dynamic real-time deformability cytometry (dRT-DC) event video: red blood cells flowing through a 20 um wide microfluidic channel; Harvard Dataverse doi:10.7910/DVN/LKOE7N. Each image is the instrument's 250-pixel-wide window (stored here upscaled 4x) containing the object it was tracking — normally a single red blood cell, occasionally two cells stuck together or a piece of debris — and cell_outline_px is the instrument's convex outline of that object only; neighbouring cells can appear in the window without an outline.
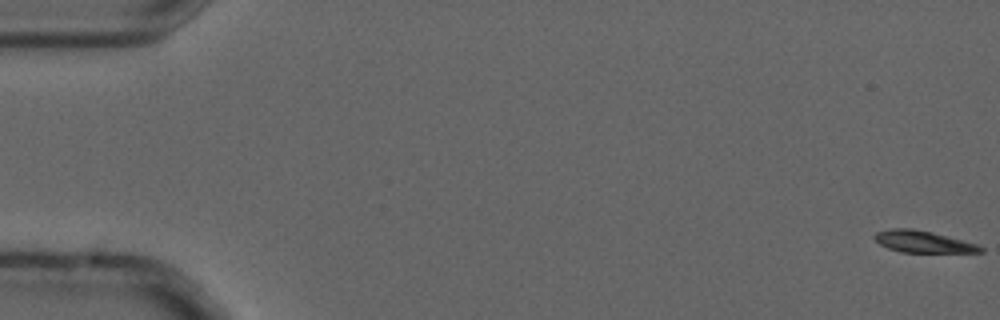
{"species": "common noctule bat (a hibernating species)", "species_latin": "Nyctalus noctula", "temperature_condition": "cold", "stored_images_in_passage": 11, "camera_frame_rate_fps": 3000, "um_per_image_px": 0.085, "animal": {"sex": "male", "forearm_length_mm": 52.5}, "frame": {"image": 1, "passage_image": 1, "time_ms": 0.0, "image_size_px": [1000, 320], "cell_outline_px": [[984, 252], [900, 252], [888, 248], [880, 244], [872, 236], [876, 232], [892, 228], [912, 228], [932, 232], [976, 244], [984, 248]], "centroid_in_image_um": [78.42, 20.54], "position_along_channel_um": 6.6, "area_um2": 13.29}}
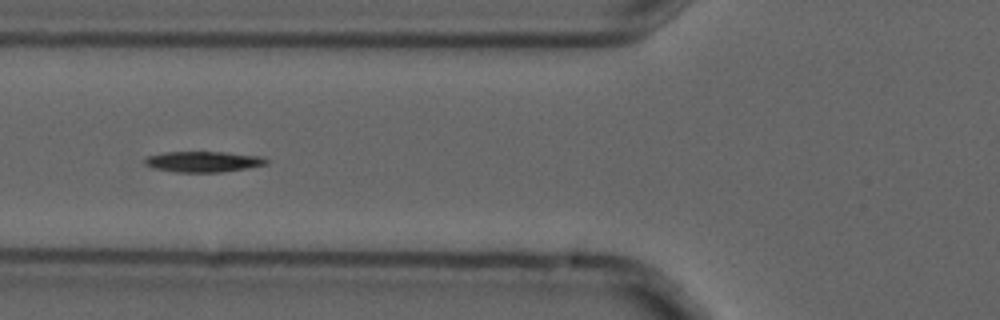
{"frame": {"image": 2, "passage_image": 6, "time_ms": 1.667, "image_size_px": [1000, 320], "cell_outline_px": [[268, 164], [248, 168], [224, 172], [176, 172], [152, 168], [144, 164], [144, 160], [148, 156], [164, 152], [224, 152], [264, 156], [268, 160]], "centroid_in_image_um": [17.31, 13.74], "position_along_channel_um": 108.5, "area_um2": 14.85}}
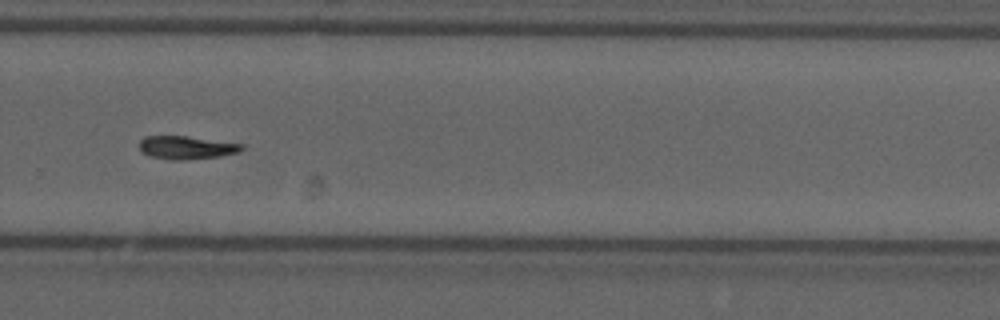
{"frame": {"image": 3, "passage_image": 11, "time_ms": 3.333, "image_size_px": [1000, 320], "cell_outline_px": [[244, 148], [240, 152], [220, 156], [184, 160], [172, 160], [152, 156], [144, 152], [140, 148], [140, 140], [144, 136], [188, 136], [244, 144]], "centroid_in_image_um": [15.9, 12.53], "position_along_channel_um": 313.9, "area_um2": 13.76}}